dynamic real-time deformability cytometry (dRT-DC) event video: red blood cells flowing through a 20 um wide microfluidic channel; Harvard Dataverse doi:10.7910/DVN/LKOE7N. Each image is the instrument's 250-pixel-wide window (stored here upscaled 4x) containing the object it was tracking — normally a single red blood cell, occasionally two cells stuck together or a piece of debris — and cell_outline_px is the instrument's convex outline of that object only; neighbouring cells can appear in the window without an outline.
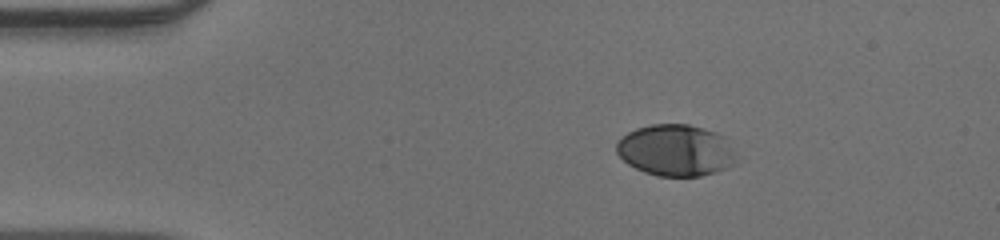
{"species": "human", "species_latin": "Homo sapiens", "temperature_condition": "warm", "stored_images_in_passage": 42, "camera_frame_rate_fps": 3000, "um_per_image_px": 0.085, "donor": {"sex": "male"}, "frame": {"image": 1, "passage_image": 1, "time_ms": 0.0, "image_size_px": [1000, 240], "cell_outline_px": [[736, 156], [732, 164], [716, 172], [700, 176], [656, 176], [644, 172], [628, 164], [616, 152], [616, 144], [628, 132], [636, 128], [652, 124], [688, 124], [704, 128], [716, 132], [724, 136], [732, 148]], "centroid_in_image_um": [57.43, 12.77], "position_along_channel_um": 27.6, "area_um2": 35.84}}
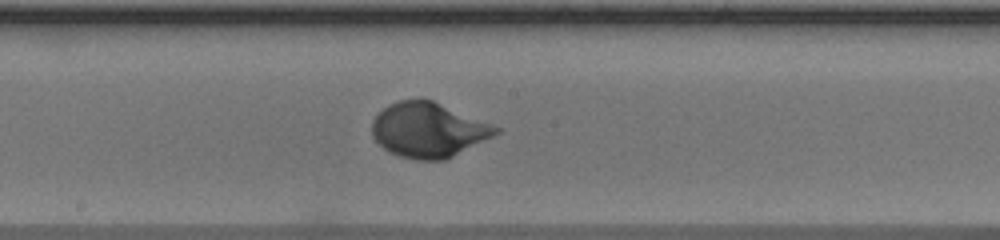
{"frame": {"image": 2, "passage_image": 19, "time_ms": 6.0, "image_size_px": [1000, 240], "cell_outline_px": [[500, 132], [444, 160], [416, 160], [400, 156], [388, 152], [372, 136], [372, 120], [388, 104], [400, 100], [432, 100], [500, 128]], "centroid_in_image_um": [36.36, 11.05], "position_along_channel_um": 211.8, "area_um2": 38.78}}
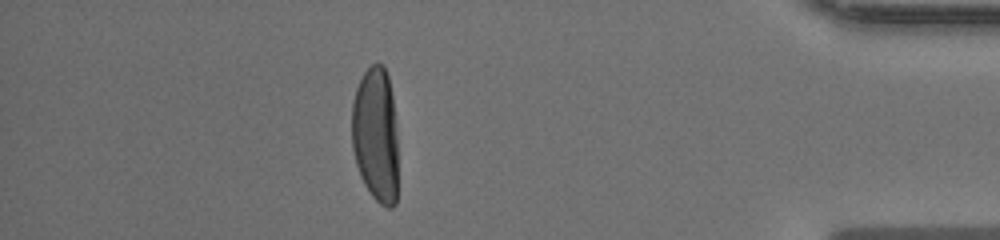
{"frame": {"image": 3, "passage_image": 36, "time_ms": 11.667, "image_size_px": [1000, 240], "cell_outline_px": [[396, 204], [392, 208], [388, 208], [380, 204], [372, 196], [364, 184], [360, 176], [356, 164], [352, 148], [352, 104], [356, 88], [364, 72], [372, 64], [384, 64], [388, 76], [392, 96], [396, 132]], "centroid_in_image_um": [31.92, 11.47], "position_along_channel_um": 403.3, "area_um2": 36.36}}